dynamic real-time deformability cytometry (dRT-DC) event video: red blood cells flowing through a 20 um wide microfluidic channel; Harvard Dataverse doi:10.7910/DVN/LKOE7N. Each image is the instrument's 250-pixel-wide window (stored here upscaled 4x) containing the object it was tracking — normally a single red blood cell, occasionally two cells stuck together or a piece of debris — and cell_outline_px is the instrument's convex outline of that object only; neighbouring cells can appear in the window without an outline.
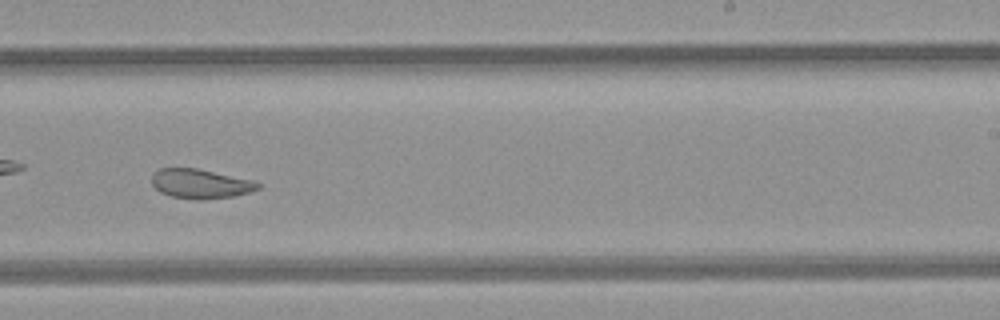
{"species": "common noctule bat (a hibernating species)", "species_latin": "Nyctalus noctula", "temperature_condition": "room temperature", "stored_images_in_passage": 36, "camera_frame_rate_fps": 3000, "um_per_image_px": 0.085, "animal": {"sex": "female", "body_mass_g": 21.9}, "frame": {"image": 1, "passage_image": 16, "time_ms": 5.0, "image_size_px": [1000, 320], "cell_outline_px": [[260, 188], [248, 192], [232, 196], [204, 200], [172, 196], [160, 192], [152, 184], [152, 176], [160, 168], [196, 168], [256, 180], [260, 184]], "centroid_in_image_um": [17.07, 15.61], "position_along_channel_um": 271.9, "area_um2": 18.09}}
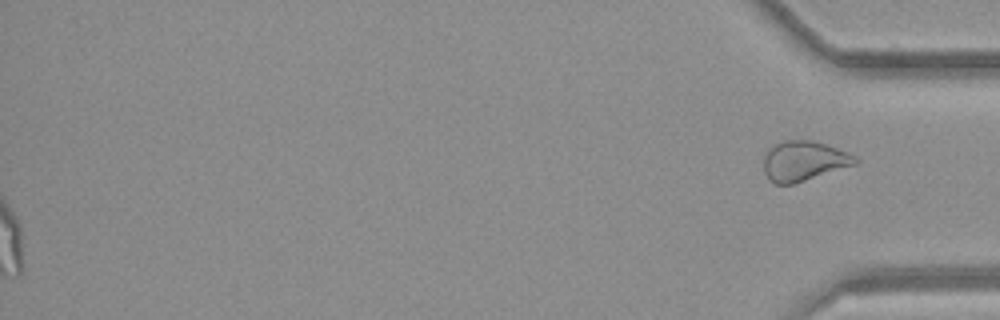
{"frame": {"image": 2, "passage_image": 36, "time_ms": 11.667, "image_size_px": [1000, 320], "cell_outline_px": [[860, 160], [856, 164], [796, 184], [776, 184], [768, 180], [764, 172], [764, 152], [772, 144], [784, 140], [812, 140], [848, 152], [856, 156]], "centroid_in_image_um": [68.29, 13.69], "position_along_channel_um": 366.9, "area_um2": 21.68}, "authors_computed_cell_mechanics": {"area_um2": 19.9988, "velocity_mm_per_s": 4.2254, "shape_relaxation_time_tau1_ms": null, "shape_relaxation_time_tau2_ms": 2.1801, "deformation_change_tau1": null, "deformation_change_tau2": 0.0959}}